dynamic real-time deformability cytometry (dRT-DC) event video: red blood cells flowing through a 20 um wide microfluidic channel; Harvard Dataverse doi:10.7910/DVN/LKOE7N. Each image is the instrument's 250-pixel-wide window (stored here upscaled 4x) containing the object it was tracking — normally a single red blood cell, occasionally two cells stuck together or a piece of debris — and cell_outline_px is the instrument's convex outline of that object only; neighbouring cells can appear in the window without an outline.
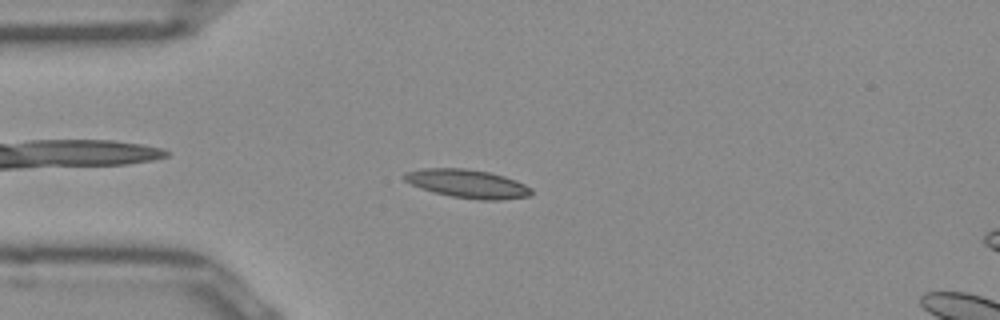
{"species": "Egyptian fruit bat (a non-hibernating species)", "species_latin": "Rousettus aegyptiacus", "temperature_condition": "room temperature", "stored_images_in_passage": 50, "camera_frame_rate_fps": 3000, "um_per_image_px": 0.085, "frame": {"image": 1, "passage_image": 12, "time_ms": 3.667, "image_size_px": [1000, 320], "cell_outline_px": [[532, 196], [500, 200], [480, 200], [452, 196], [420, 188], [404, 180], [400, 176], [404, 172], [424, 168], [464, 168], [488, 172], [504, 176], [516, 180], [532, 188]], "centroid_in_image_um": [39.74, 15.61], "position_along_channel_um": 45.3, "area_um2": 21.1}}
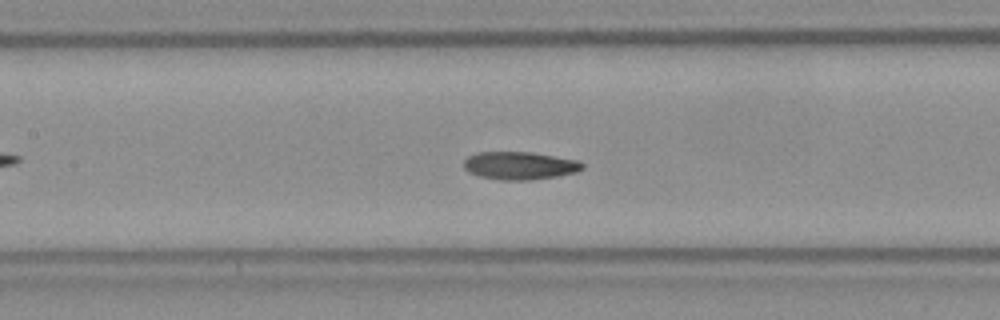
{"frame": {"image": 2, "passage_image": 22, "time_ms": 7.0, "image_size_px": [1000, 320], "cell_outline_px": [[584, 168], [576, 172], [556, 176], [532, 180], [500, 180], [480, 176], [468, 172], [464, 168], [464, 160], [468, 156], [476, 152], [532, 152], [580, 160], [584, 164]], "centroid_in_image_um": [44.19, 14.07], "position_along_channel_um": 163.2, "area_um2": 19.42}}
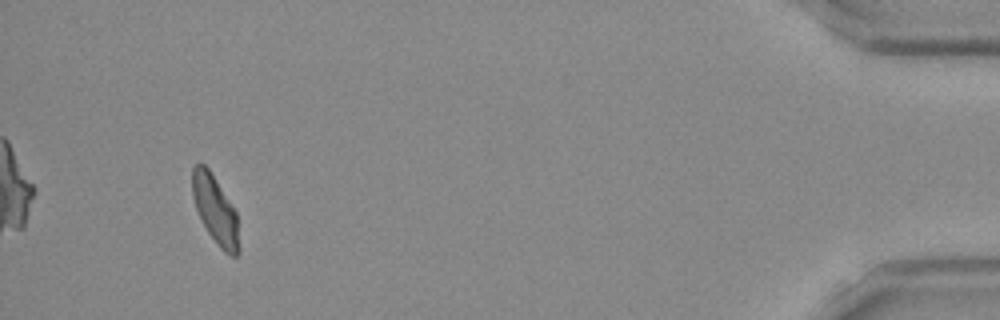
{"frame": {"image": 3, "passage_image": 47, "time_ms": 15.333, "image_size_px": [1000, 320], "cell_outline_px": [[240, 252], [236, 256], [232, 256], [224, 252], [220, 248], [208, 232], [200, 220], [192, 196], [192, 168], [196, 164], [204, 164], [208, 168], [236, 212], [240, 248]], "centroid_in_image_um": [18.29, 17.88], "position_along_channel_um": 416.9, "area_um2": 18.38}, "authors_computed_cell_mechanics": {"area_um2": 19.0451, "velocity_mm_per_s": 3.9577, "shape_relaxation_time_tau1_ms": 10.7776, "shape_relaxation_time_tau2_ms": 2.8386, "deformation_change_tau1": 0.2164, "deformation_change_tau2": 0.0856}}